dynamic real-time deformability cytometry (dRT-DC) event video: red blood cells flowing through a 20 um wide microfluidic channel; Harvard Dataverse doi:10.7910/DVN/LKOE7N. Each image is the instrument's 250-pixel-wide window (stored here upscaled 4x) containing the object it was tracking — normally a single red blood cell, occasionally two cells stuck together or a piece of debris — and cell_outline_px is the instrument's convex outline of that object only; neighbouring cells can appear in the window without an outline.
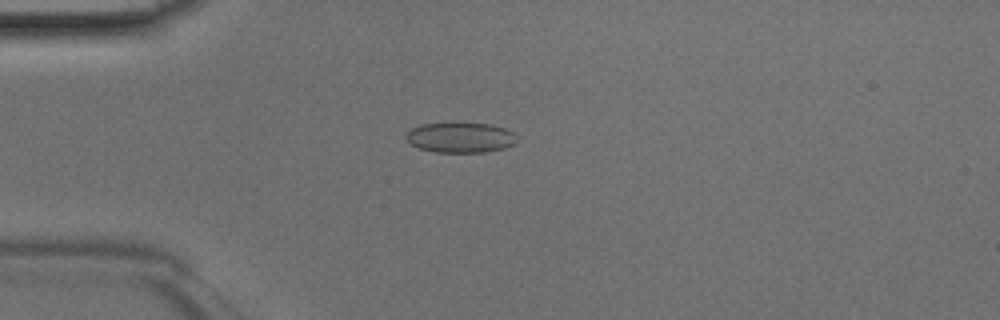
{"species": "Egyptian fruit bat (a non-hibernating species)", "species_latin": "Rousettus aegyptiacus", "temperature_condition": "room temperature", "stored_images_in_passage": 46, "camera_frame_rate_fps": 3000, "um_per_image_px": 0.085, "animal": {"sex": "male"}, "frame": {"image": 1, "passage_image": 12, "time_ms": 3.667, "image_size_px": [1000, 320], "cell_outline_px": [[516, 144], [504, 148], [484, 152], [436, 152], [420, 148], [412, 144], [404, 136], [412, 128], [420, 124], [492, 124], [504, 128], [512, 132]], "centroid_in_image_um": [39.13, 11.7], "position_along_channel_um": 45.9, "area_um2": 19.07}}
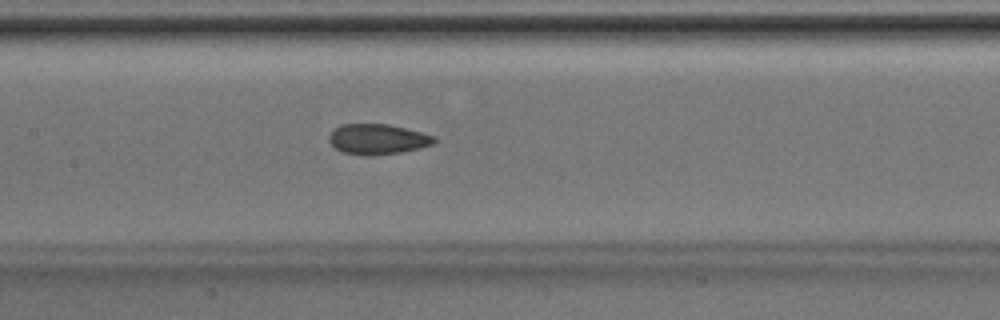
{"frame": {"image": 2, "passage_image": 22, "time_ms": 7.0, "image_size_px": [1000, 320], "cell_outline_px": [[436, 140], [432, 144], [420, 148], [400, 152], [368, 156], [344, 152], [336, 148], [328, 140], [328, 136], [340, 124], [388, 124], [436, 136]], "centroid_in_image_um": [32.09, 11.83], "position_along_channel_um": 175.3, "area_um2": 18.38}}
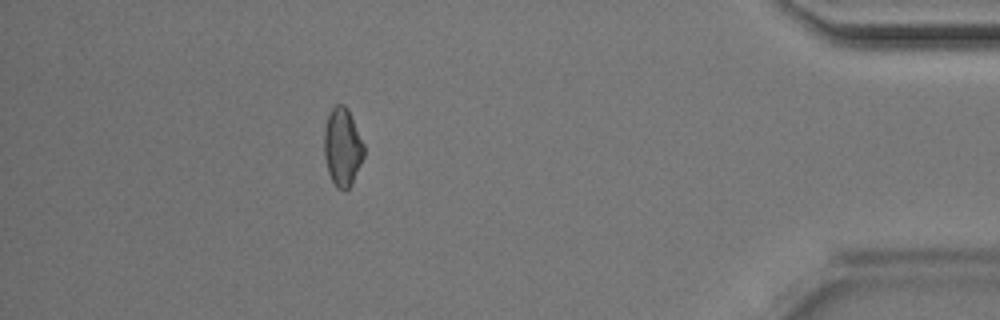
{"frame": {"image": 3, "passage_image": 41, "time_ms": 13.333, "image_size_px": [1000, 320], "cell_outline_px": [[364, 156], [352, 184], [344, 192], [336, 188], [328, 172], [324, 156], [324, 128], [328, 116], [332, 108], [336, 104], [344, 104], [348, 108], [364, 144]], "centroid_in_image_um": [29.11, 12.51], "position_along_channel_um": 406.1, "area_um2": 18.26}}